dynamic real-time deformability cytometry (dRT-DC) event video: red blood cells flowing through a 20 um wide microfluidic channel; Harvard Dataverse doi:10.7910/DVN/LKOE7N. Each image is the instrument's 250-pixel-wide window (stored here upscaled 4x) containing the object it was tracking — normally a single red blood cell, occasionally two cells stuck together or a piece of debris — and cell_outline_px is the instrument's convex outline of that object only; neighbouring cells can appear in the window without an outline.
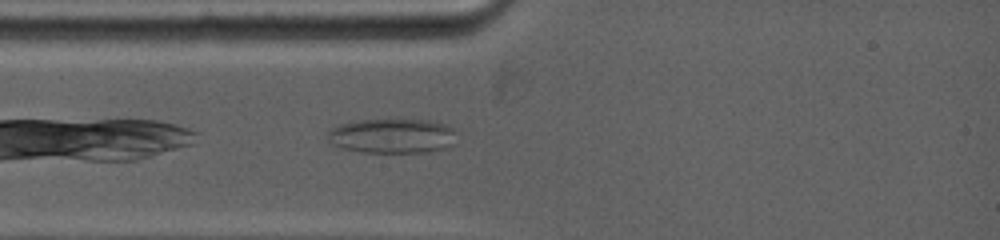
{"species": "common noctule bat (a hibernating species)", "species_latin": "Nyctalus noctula", "temperature_condition": "warm", "stored_images_in_passage": 1, "camera_frame_rate_fps": 5000, "um_per_image_px": 0.085, "animal": {"sex": "female", "body_mass_g": 19.0, "forearm_length_mm": 53.3}, "frame": {"image": 1, "passage_image": 1, "time_ms": 0.0, "image_size_px": [1000, 240], "cell_outline_px": [[452, 148], [428, 152], [360, 152], [344, 148], [332, 144], [324, 136], [332, 128], [340, 124], [360, 120], [428, 120], [444, 124], [452, 128]], "centroid_in_image_um": [33.3, 11.56], "position_along_channel_um": 51.7, "area_um2": 25.89}}